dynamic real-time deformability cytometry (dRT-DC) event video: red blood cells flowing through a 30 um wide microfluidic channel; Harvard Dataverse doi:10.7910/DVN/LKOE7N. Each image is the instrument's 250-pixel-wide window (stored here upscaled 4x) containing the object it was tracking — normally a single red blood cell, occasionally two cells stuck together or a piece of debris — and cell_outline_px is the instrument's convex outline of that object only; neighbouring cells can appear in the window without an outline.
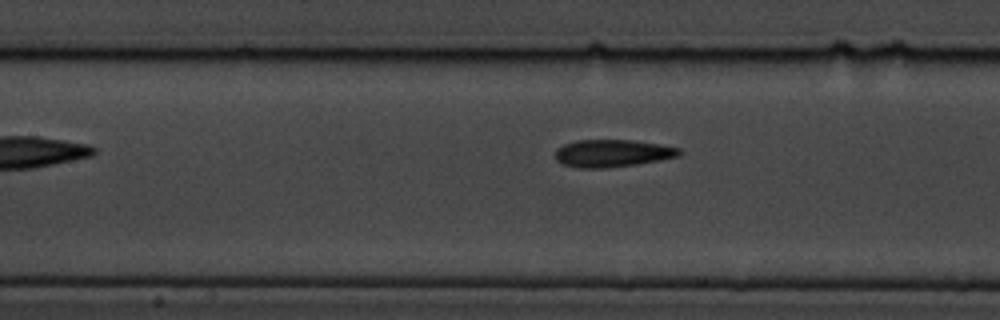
{"species": "common noctule bat (a hibernating species)", "species_latin": "Nyctalus noctula", "temperature_condition": "cold", "stored_images_in_passage": 10, "camera_frame_rate_fps": 3000, "um_per_image_px": 0.085, "animal": {"sex": "male", "body_mass_g": 19.5, "forearm_length_mm": 54.6}, "frame": {"image": 1, "passage_image": 10, "time_ms": 11.0, "image_size_px": [1000, 320], "cell_outline_px": [[680, 156], [660, 160], [636, 164], [604, 168], [576, 168], [560, 164], [556, 160], [556, 148], [564, 144], [576, 140], [632, 140], [660, 144], [680, 148]], "centroid_in_image_um": [52.02, 13.03], "position_along_channel_um": 155.4, "area_um2": 19.94}}